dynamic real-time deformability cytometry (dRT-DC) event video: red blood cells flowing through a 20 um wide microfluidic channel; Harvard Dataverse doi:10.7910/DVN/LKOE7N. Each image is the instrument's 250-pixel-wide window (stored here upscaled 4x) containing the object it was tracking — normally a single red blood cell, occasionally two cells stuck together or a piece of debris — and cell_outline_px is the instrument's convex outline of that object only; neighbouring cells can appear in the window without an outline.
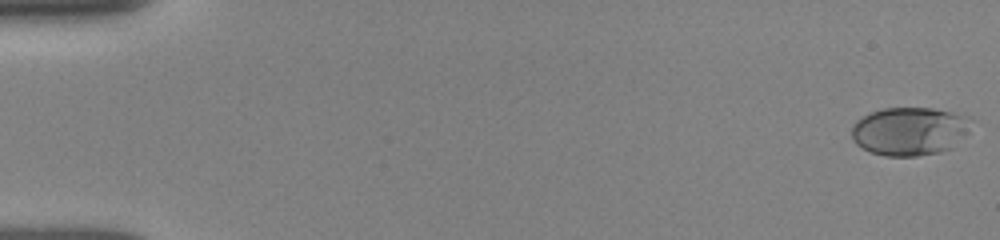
{"species": "human", "species_latin": "Homo sapiens", "temperature_condition": "room temperature", "stored_images_in_passage": 52, "camera_frame_rate_fps": 3000, "um_per_image_px": 0.085, "donor": {"sex": "female"}, "frame": {"image": 1, "passage_image": 1, "time_ms": 0.0, "image_size_px": [1000, 240], "cell_outline_px": [[960, 116], [952, 148], [940, 152], [916, 156], [884, 156], [872, 152], [856, 144], [852, 140], [852, 124], [856, 120], [872, 112], [884, 108], [932, 108], [948, 112]], "centroid_in_image_um": [77.0, 11.17], "position_along_channel_um": 8.0, "area_um2": 31.44}}
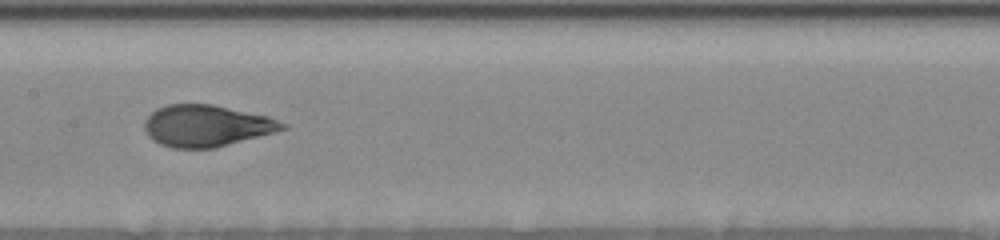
{"frame": {"image": 2, "passage_image": 27, "time_ms": 8.667, "image_size_px": [1000, 240], "cell_outline_px": [[288, 128], [276, 132], [216, 148], [172, 148], [160, 144], [152, 140], [148, 136], [144, 128], [144, 120], [156, 108], [168, 104], [212, 104], [268, 116], [288, 124]], "centroid_in_image_um": [17.56, 10.69], "position_along_channel_um": 189.8, "area_um2": 33.7}}
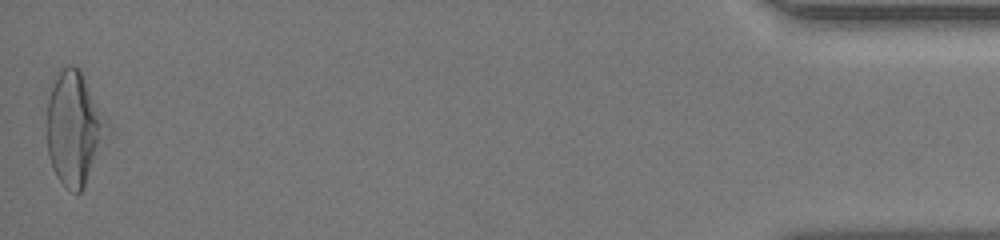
{"frame": {"image": 3, "passage_image": 52, "time_ms": 17.0, "image_size_px": [1000, 240], "cell_outline_px": [[108, 136], [80, 192], [76, 192], [68, 188], [56, 176], [52, 168], [48, 152], [48, 100], [60, 64], [72, 64], [80, 68]], "centroid_in_image_um": [6.24, 10.89], "position_along_channel_um": 429.0, "area_um2": 37.97}, "authors_computed_cell_mechanics": {"area_um2": 33.1772, "velocity_mm_per_s": 3.8825, "shape_relaxation_time_tau1_ms": 4.4903, "shape_relaxation_time_tau2_ms": null, "deformation_change_tau1": 0.1732, "deformation_change_tau2": null}}